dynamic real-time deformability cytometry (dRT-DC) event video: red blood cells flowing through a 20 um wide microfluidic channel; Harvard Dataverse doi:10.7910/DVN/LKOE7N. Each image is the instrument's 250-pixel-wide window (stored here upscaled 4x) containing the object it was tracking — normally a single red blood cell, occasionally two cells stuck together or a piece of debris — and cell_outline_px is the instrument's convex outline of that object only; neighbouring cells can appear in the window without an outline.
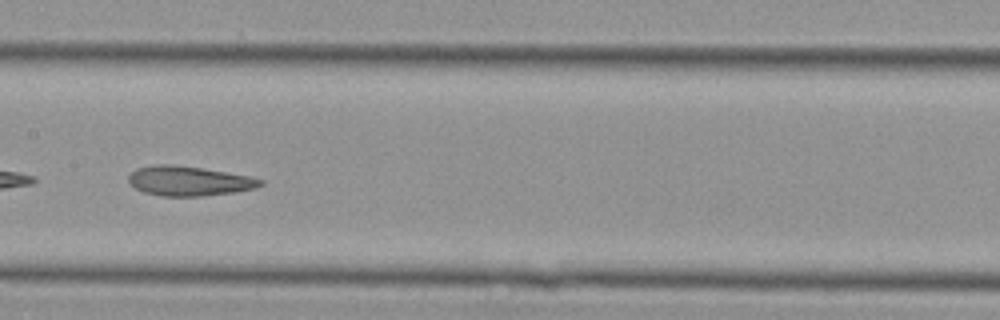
{"species": "Egyptian fruit bat (a non-hibernating species)", "species_latin": "Rousettus aegyptiacus", "temperature_condition": "cold", "stored_images_in_passage": 28, "camera_frame_rate_fps": 3000, "um_per_image_px": 0.085, "animal": {"sex": "female"}, "frame": {"image": 1, "passage_image": 9, "time_ms": 2.667, "image_size_px": [1000, 320], "cell_outline_px": [[264, 184], [256, 188], [232, 192], [200, 196], [160, 196], [144, 192], [136, 188], [128, 180], [128, 176], [136, 168], [156, 164], [172, 164], [200, 168], [248, 176], [264, 180]], "centroid_in_image_um": [16.04, 15.38], "position_along_channel_um": 191.4, "area_um2": 22.54}}
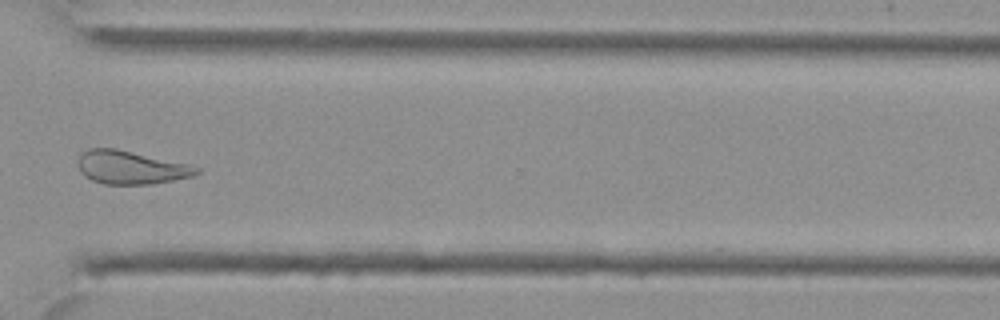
{"frame": {"image": 2, "passage_image": 20, "time_ms": 6.333, "image_size_px": [1000, 320], "cell_outline_px": [[200, 172], [192, 176], [152, 184], [104, 184], [92, 180], [84, 176], [80, 172], [76, 164], [80, 156], [88, 148], [116, 148], [188, 164], [200, 168]], "centroid_in_image_um": [11.08, 14.23], "position_along_channel_um": 359.5, "area_um2": 22.95}}